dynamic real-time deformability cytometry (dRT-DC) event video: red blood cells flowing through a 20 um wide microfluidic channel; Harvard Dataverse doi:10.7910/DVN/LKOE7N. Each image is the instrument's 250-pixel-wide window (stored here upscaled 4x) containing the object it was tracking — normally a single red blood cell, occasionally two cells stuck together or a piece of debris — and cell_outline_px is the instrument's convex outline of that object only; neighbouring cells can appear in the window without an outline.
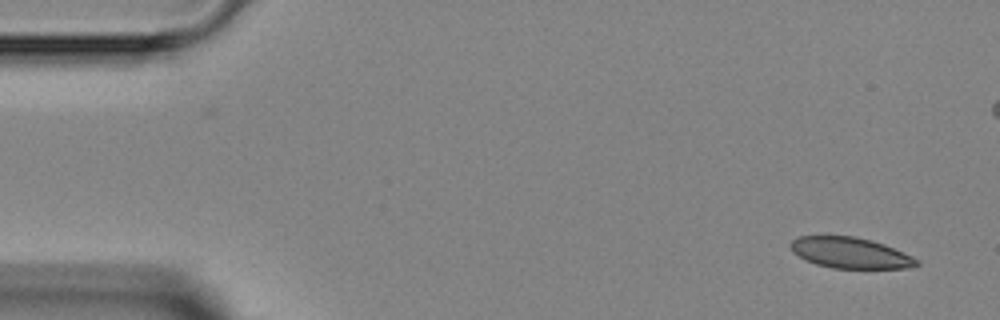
{"species": "Egyptian fruit bat (a non-hibernating species)", "species_latin": "Rousettus aegyptiacus", "temperature_condition": "room temperature", "stored_images_in_passage": 3, "camera_frame_rate_fps": 3000, "um_per_image_px": 0.085, "animal": {"sex": "female"}, "frame": {"image": 1, "passage_image": 1, "time_ms": 0.0, "image_size_px": [1000, 320], "cell_outline_px": [[920, 264], [912, 268], [832, 268], [816, 264], [792, 252], [788, 244], [796, 236], [856, 236], [872, 240], [884, 244], [912, 256], [920, 260]], "centroid_in_image_um": [72.28, 21.48], "position_along_channel_um": 12.7, "area_um2": 22.77}}
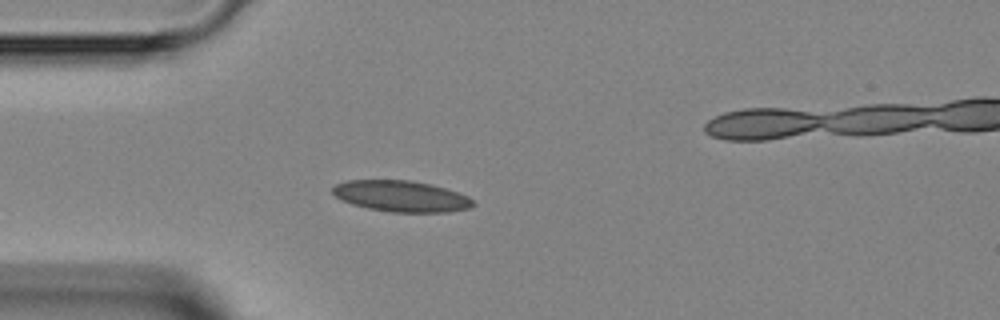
{"frame": {"image": 2, "passage_image": 2, "time_ms": 3.333, "image_size_px": [1000, 320], "cell_outline_px": [[476, 204], [468, 208], [448, 212], [392, 212], [368, 208], [352, 204], [336, 196], [332, 192], [332, 188], [336, 184], [348, 180], [408, 180], [432, 184], [468, 196]], "centroid_in_image_um": [34.1, 16.67], "position_along_channel_um": 50.9, "area_um2": 25.26}}